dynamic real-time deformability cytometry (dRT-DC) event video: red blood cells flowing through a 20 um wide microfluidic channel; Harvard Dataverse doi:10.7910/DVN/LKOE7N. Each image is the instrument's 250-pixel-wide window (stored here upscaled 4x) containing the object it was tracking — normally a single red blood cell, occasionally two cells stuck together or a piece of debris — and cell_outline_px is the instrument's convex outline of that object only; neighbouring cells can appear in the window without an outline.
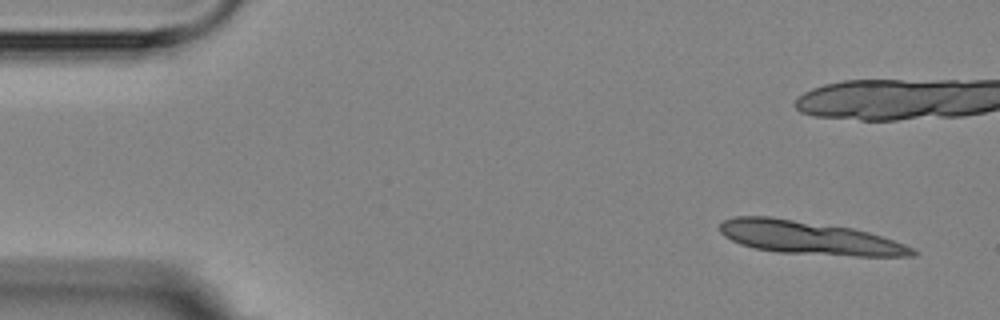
{"species": "Egyptian fruit bat (a non-hibernating species)", "species_latin": "Rousettus aegyptiacus", "temperature_condition": "room temperature", "stored_images_in_passage": 6, "camera_frame_rate_fps": 3000, "um_per_image_px": 0.085, "animal": {"sex": "female"}, "frame": {"image": 1, "passage_image": 1, "time_ms": 0.0, "image_size_px": [1000, 320], "cell_outline_px": [[920, 252], [916, 256], [856, 256], [776, 252], [756, 248], [740, 244], [724, 236], [720, 232], [720, 224], [724, 220], [732, 216], [772, 216], [852, 228], [868, 232], [916, 248]], "centroid_in_image_um": [68.79, 20.21], "position_along_channel_um": 16.2, "area_um2": 37.4}}
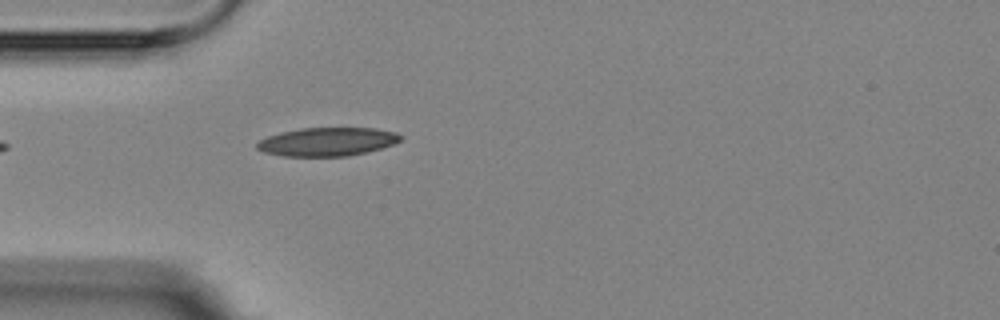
{"frame": {"image": 2, "passage_image": 6, "time_ms": 6.0, "image_size_px": [1000, 320], "cell_outline_px": [[400, 140], [392, 144], [380, 148], [348, 156], [284, 156], [264, 152], [256, 148], [256, 144], [260, 140], [268, 136], [280, 132], [300, 128], [376, 128], [396, 132], [400, 136]], "centroid_in_image_um": [27.78, 12.04], "position_along_channel_um": 57.2, "area_um2": 23.64}}